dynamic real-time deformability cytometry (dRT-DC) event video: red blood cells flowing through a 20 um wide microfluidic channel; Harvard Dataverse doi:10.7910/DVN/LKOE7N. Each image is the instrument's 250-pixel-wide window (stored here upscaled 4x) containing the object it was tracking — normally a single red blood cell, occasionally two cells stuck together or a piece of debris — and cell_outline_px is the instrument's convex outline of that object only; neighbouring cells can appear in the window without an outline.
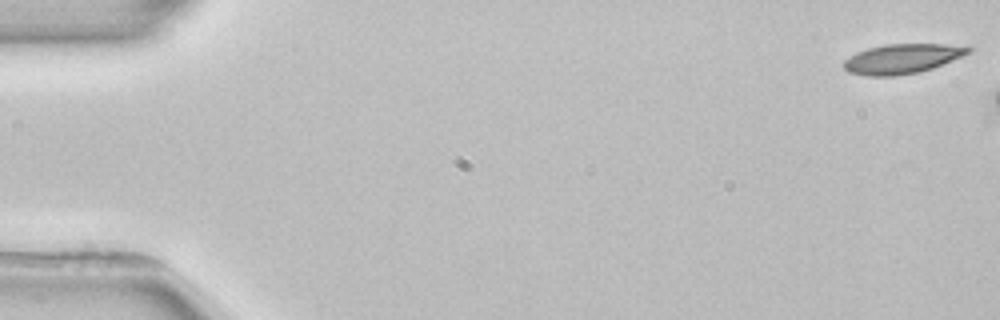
{"species": "common noctule bat (a hibernating species)", "species_latin": "Nyctalus noctula", "temperature_condition": "room temperature", "stored_images_in_passage": 5, "camera_frame_rate_fps": 3000, "um_per_image_px": 0.085, "animal": {"sex": "female", "body_mass_g": 22.7, "forearm_length_mm": 54.2}, "frame": {"image": 1, "passage_image": 1, "time_ms": 0.0, "image_size_px": [1000, 320], "cell_outline_px": [[972, 52], [932, 68], [920, 72], [896, 76], [868, 76], [848, 72], [844, 68], [844, 60], [856, 52], [868, 48], [888, 44], [940, 44], [972, 48]], "centroid_in_image_um": [76.65, 5.0], "position_along_channel_um": 8.4, "area_um2": 21.33}}
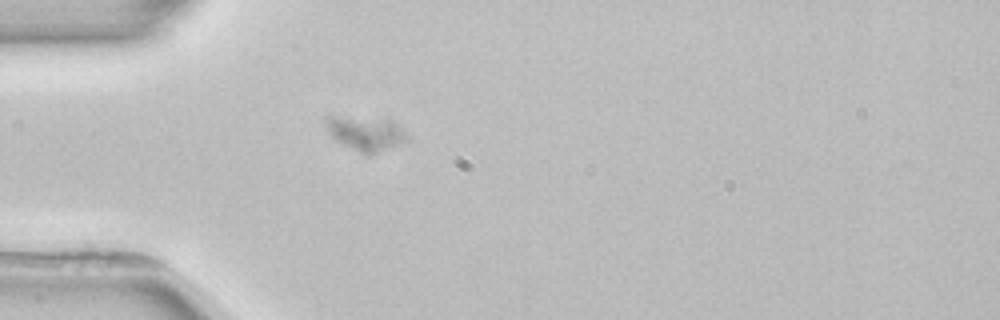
{"frame": {"image": 2, "passage_image": 5, "time_ms": 7.333, "image_size_px": [1000, 320], "cell_outline_px": [[408, 140], [368, 156], [364, 156], [336, 140], [328, 132], [324, 116], [388, 116], [400, 124]], "centroid_in_image_um": [31.1, 11.28], "position_along_channel_um": 53.9, "area_um2": 16.99}}